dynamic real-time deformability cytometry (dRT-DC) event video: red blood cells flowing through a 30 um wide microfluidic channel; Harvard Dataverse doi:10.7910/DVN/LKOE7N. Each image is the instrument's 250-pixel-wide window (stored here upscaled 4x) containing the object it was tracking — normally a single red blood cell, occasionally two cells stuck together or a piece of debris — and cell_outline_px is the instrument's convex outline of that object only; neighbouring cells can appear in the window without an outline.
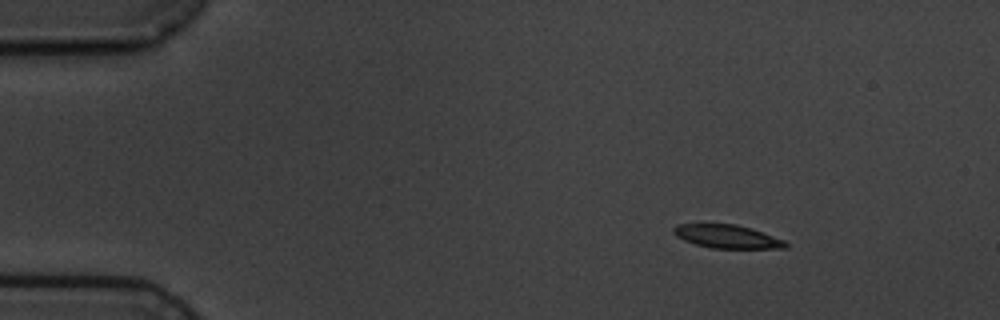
{"species": "common noctule bat (a hibernating species)", "species_latin": "Nyctalus noctula", "temperature_condition": "cold", "stored_images_in_passage": 4, "camera_frame_rate_fps": 3000, "um_per_image_px": 0.085, "animal": {"sex": "male", "body_mass_g": 19.5, "forearm_length_mm": 54.6}, "frame": {"image": 1, "passage_image": 2, "time_ms": 1.0, "image_size_px": [1000, 320], "cell_outline_px": [[788, 248], [712, 248], [696, 244], [684, 240], [676, 236], [672, 232], [672, 228], [676, 224], [736, 224], [752, 228], [784, 240], [788, 244]], "centroid_in_image_um": [61.8, 20.1], "position_along_channel_um": 23.2, "area_um2": 15.26}}
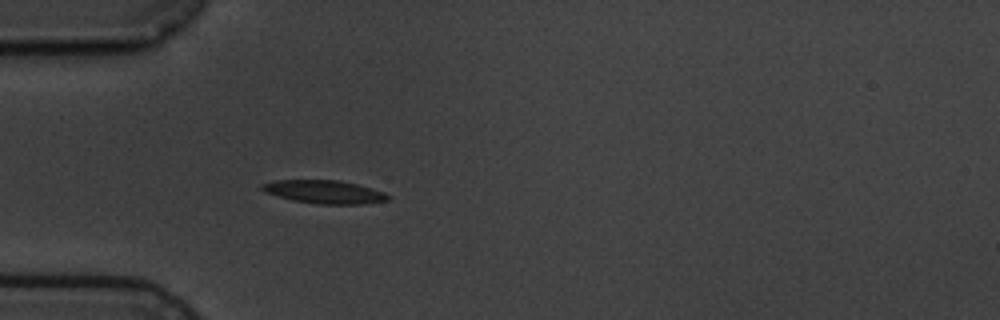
{"frame": {"image": 2, "passage_image": 4, "time_ms": 4.0, "image_size_px": [1000, 320], "cell_outline_px": [[392, 196], [388, 200], [360, 204], [316, 204], [292, 200], [276, 196], [264, 192], [260, 188], [260, 184], [272, 180], [340, 180], [356, 184], [384, 192]], "centroid_in_image_um": [27.52, 16.31], "position_along_channel_um": 57.5, "area_um2": 17.17}}